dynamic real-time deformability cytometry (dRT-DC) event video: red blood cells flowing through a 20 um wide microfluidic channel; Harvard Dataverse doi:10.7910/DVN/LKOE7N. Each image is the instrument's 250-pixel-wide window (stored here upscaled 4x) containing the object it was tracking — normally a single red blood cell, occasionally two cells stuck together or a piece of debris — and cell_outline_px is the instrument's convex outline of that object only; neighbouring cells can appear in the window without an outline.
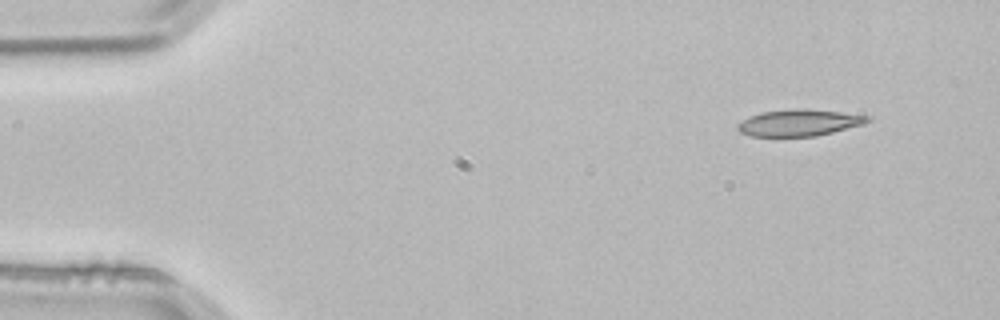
{"species": "common noctule bat (a hibernating species)", "species_latin": "Nyctalus noctula", "temperature_condition": "room temperature", "stored_images_in_passage": 3, "camera_frame_rate_fps": 3000, "um_per_image_px": 0.085, "animal": {"sex": "male", "body_mass_g": 21.5, "forearm_length_mm": 52.0}, "frame": {"image": 1, "passage_image": 1, "time_ms": 0.0, "image_size_px": [1000, 320], "cell_outline_px": [[872, 120], [864, 124], [816, 136], [748, 136], [740, 132], [736, 128], [736, 124], [752, 116], [764, 112], [796, 108], [804, 108], [840, 112], [872, 116]], "centroid_in_image_um": [67.96, 10.43], "position_along_channel_um": 17.0, "area_um2": 20.06}}